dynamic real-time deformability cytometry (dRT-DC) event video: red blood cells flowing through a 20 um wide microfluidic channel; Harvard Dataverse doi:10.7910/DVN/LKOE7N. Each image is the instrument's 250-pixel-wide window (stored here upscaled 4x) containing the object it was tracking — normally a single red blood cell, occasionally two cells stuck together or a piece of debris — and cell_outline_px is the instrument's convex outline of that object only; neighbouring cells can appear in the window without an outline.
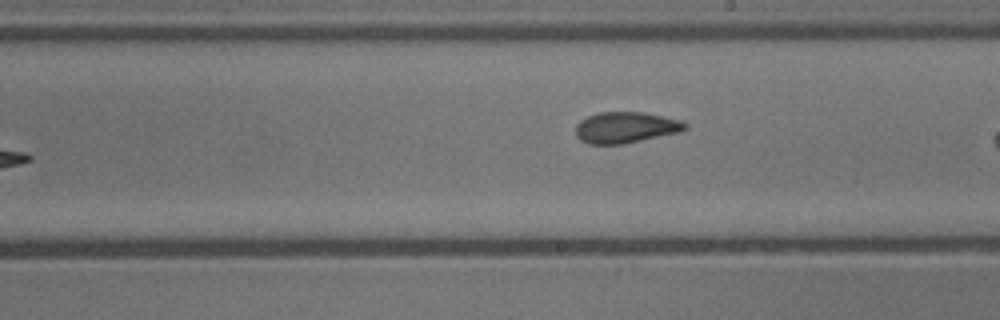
{"species": "common noctule bat (a hibernating species)", "species_latin": "Nyctalus noctula", "temperature_condition": "cold", "stored_images_in_passage": 9, "camera_frame_rate_fps": 3000, "um_per_image_px": 0.085, "animal": {"sex": "male", "body_mass_g": 13.3}, "frame": {"image": 1, "passage_image": 9, "time_ms": 2.667, "image_size_px": [1000, 320], "cell_outline_px": [[688, 128], [680, 132], [624, 144], [588, 144], [580, 140], [576, 136], [576, 124], [580, 120], [588, 116], [600, 112], [644, 112], [684, 120], [688, 124]], "centroid_in_image_um": [53.22, 10.83], "position_along_channel_um": 235.8, "area_um2": 20.11}}